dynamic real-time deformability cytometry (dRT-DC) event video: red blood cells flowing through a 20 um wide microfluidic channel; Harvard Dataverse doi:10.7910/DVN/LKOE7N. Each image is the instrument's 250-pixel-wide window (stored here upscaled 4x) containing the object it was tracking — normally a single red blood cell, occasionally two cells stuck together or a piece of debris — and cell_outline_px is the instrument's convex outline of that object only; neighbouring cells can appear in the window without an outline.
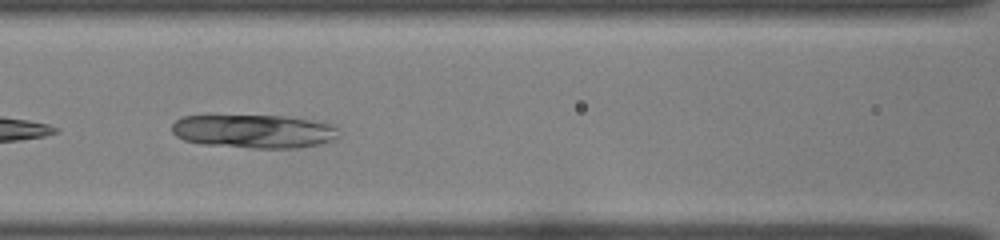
{"species": "common noctule bat (a hibernating species)", "species_latin": "Nyctalus noctula", "temperature_condition": "room temperature", "stored_images_in_passage": 11, "camera_frame_rate_fps": 3000, "um_per_image_px": 0.085, "animal": {"sex": "female", "body_mass_g": 22.0, "forearm_length_mm": 56.7}, "frame": {"image": 1, "passage_image": 7, "time_ms": 2.0, "image_size_px": [1000, 240], "cell_outline_px": [[332, 128], [328, 140], [316, 144], [288, 148], [260, 148], [184, 140], [172, 132], [172, 124], [176, 120], [184, 116], [280, 116], [304, 120], [324, 124]], "centroid_in_image_um": [21.39, 11.14], "position_along_channel_um": 145.2, "area_um2": 30.35}}